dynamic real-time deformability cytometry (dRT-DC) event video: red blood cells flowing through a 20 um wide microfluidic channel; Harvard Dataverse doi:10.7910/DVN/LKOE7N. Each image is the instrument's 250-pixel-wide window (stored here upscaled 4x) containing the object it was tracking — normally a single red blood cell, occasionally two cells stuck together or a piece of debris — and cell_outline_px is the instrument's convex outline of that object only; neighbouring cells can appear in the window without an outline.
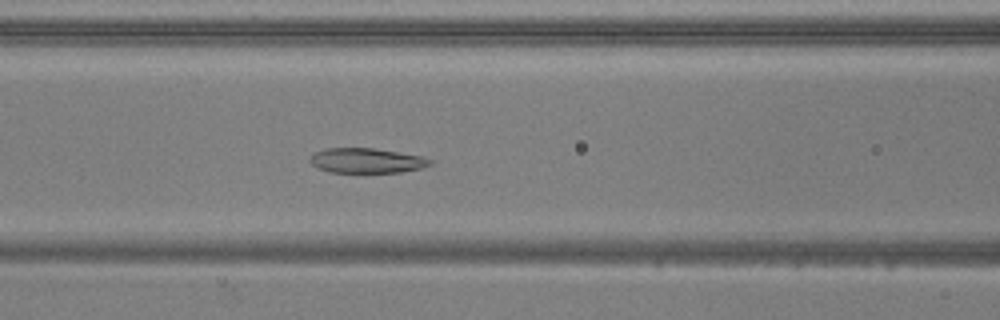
{"species": "common noctule bat (a hibernating species)", "species_latin": "Nyctalus noctula", "temperature_condition": "warm", "stored_images_in_passage": 43, "camera_frame_rate_fps": 3000, "um_per_image_px": 0.085, "animal": {"sex": "male", "body_mass_g": 20.5, "forearm_length_mm": 52.5}, "frame": {"image": 1, "passage_image": 13, "time_ms": 4.0, "image_size_px": [1000, 320], "cell_outline_px": [[432, 164], [420, 168], [400, 172], [328, 172], [316, 168], [308, 160], [316, 152], [324, 148], [372, 148], [424, 156], [432, 160]], "centroid_in_image_um": [31.15, 13.65], "position_along_channel_um": 135.5, "area_um2": 17.4}}
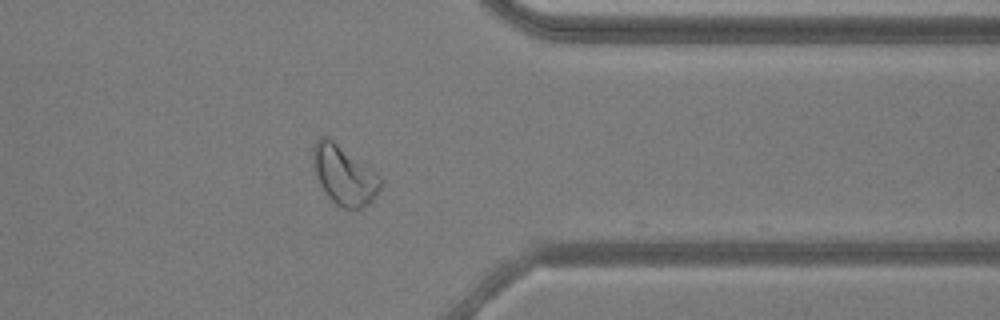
{"frame": {"image": 2, "passage_image": 33, "time_ms": 10.667, "image_size_px": [1000, 320], "cell_outline_px": [[380, 188], [376, 196], [364, 208], [356, 212], [352, 212], [336, 204], [328, 196], [320, 184], [316, 176], [312, 164], [312, 148], [316, 140], [320, 136], [328, 136], [372, 172], [380, 180]], "centroid_in_image_um": [29.18, 14.93], "position_along_channel_um": 382.2, "area_um2": 22.89}}
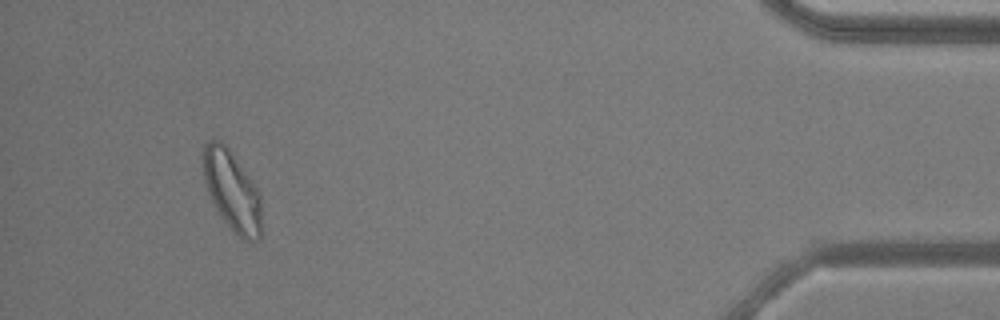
{"frame": {"image": 3, "passage_image": 40, "time_ms": 13.0, "image_size_px": [1000, 320], "cell_outline_px": [[260, 240], [244, 240], [220, 216], [208, 192], [204, 180], [204, 144], [208, 140], [220, 140], [232, 152], [252, 180], [260, 192]], "centroid_in_image_um": [19.73, 16.19], "position_along_channel_um": 415.5, "area_um2": 26.7}}